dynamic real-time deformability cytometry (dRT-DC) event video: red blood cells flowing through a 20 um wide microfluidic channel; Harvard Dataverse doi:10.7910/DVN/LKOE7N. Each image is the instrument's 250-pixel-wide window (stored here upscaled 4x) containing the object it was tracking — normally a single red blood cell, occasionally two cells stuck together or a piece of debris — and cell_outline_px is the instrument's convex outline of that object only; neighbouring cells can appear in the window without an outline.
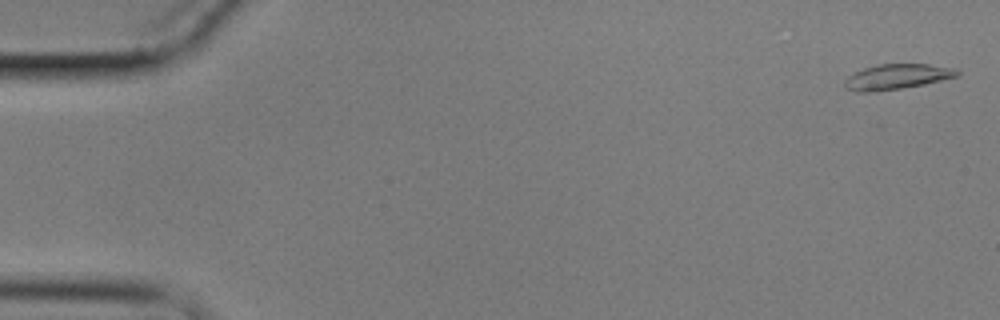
{"species": "common noctule bat (a hibernating species)", "species_latin": "Nyctalus noctula", "temperature_condition": "cold", "stored_images_in_passage": 61, "camera_frame_rate_fps": 3000, "um_per_image_px": 0.085, "animal": {"sex": "male", "body_mass_g": 17.9}, "frame": {"image": 1, "passage_image": 2, "time_ms": 0.333, "image_size_px": [1000, 320], "cell_outline_px": [[960, 76], [924, 84], [876, 92], [856, 92], [848, 88], [844, 84], [848, 76], [864, 68], [880, 64], [928, 64], [956, 68], [960, 72]], "centroid_in_image_um": [76.29, 6.52], "position_along_channel_um": 8.7, "area_um2": 16.47}}
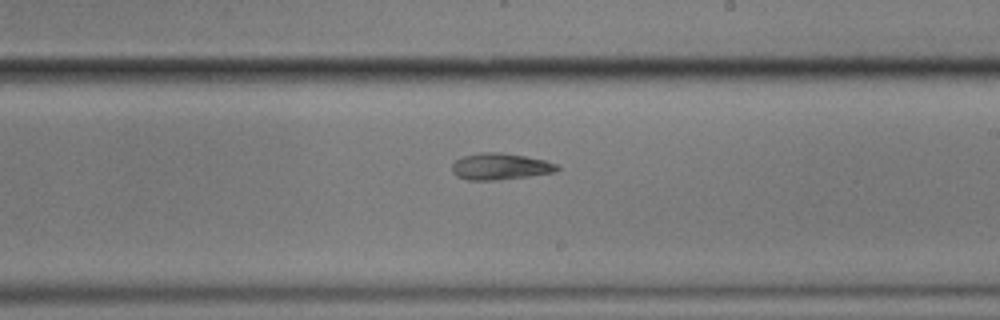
{"frame": {"image": 2, "passage_image": 36, "time_ms": 11.667, "image_size_px": [1000, 320], "cell_outline_px": [[560, 168], [552, 172], [528, 176], [496, 180], [468, 180], [456, 176], [452, 172], [452, 164], [456, 160], [464, 156], [480, 152], [500, 152], [524, 156], [544, 160], [556, 164]], "centroid_in_image_um": [42.47, 14.15], "position_along_channel_um": 246.5, "area_um2": 16.07}}
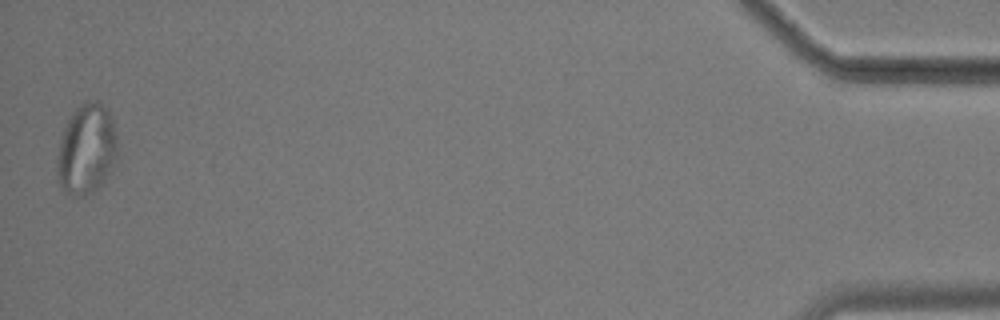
{"frame": {"image": 3, "passage_image": 60, "time_ms": 19.667, "image_size_px": [1000, 320], "cell_outline_px": [[116, 160], [100, 188], [84, 196], [72, 196], [64, 192], [60, 188], [56, 172], [56, 156], [60, 140], [64, 128], [72, 112], [80, 104], [88, 100], [96, 100], [108, 108], [112, 120], [116, 136]], "centroid_in_image_um": [7.33, 12.71], "position_along_channel_um": 427.9, "area_um2": 32.19}, "authors_computed_cell_mechanics": {"area_um2": 16.5886, "velocity_mm_per_s": 3.3835, "shape_relaxation_time_tau1_ms": null, "shape_relaxation_time_tau2_ms": 3.8158, "deformation_change_tau1": null, "deformation_change_tau2": 0.1045}}